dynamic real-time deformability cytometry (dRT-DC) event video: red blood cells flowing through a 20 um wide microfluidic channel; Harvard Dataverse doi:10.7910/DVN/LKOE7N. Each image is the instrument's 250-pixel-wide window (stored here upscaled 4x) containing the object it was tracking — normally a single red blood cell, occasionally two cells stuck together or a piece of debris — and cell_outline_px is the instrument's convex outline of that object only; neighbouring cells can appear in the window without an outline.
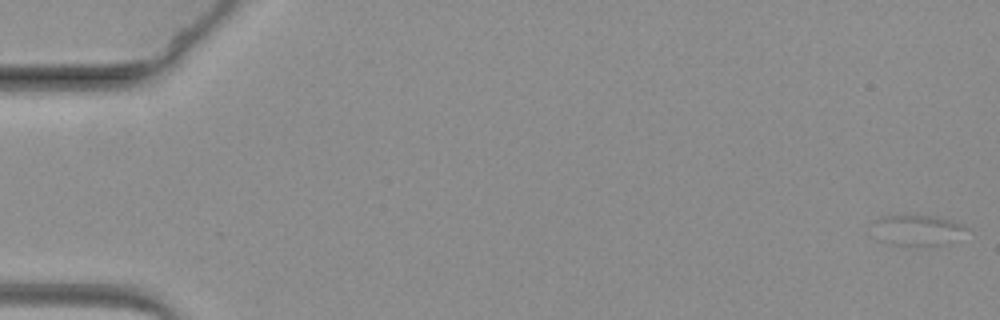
{"species": "common noctule bat (a hibernating species)", "species_latin": "Nyctalus noctula", "temperature_condition": "warm", "stored_images_in_passage": 13, "camera_frame_rate_fps": 3000, "um_per_image_px": 0.085, "animal": {"sex": "female", "body_mass_g": 19.3, "forearm_length_mm": 54.1}, "frame": {"image": 1, "passage_image": 1, "time_ms": 0.0, "image_size_px": [1000, 320], "cell_outline_px": [[972, 228], [948, 244], [888, 244], [880, 240], [868, 224], [872, 220], [880, 216], [940, 216]], "centroid_in_image_um": [77.94, 19.53], "position_along_channel_um": 7.1, "area_um2": 16.82}}